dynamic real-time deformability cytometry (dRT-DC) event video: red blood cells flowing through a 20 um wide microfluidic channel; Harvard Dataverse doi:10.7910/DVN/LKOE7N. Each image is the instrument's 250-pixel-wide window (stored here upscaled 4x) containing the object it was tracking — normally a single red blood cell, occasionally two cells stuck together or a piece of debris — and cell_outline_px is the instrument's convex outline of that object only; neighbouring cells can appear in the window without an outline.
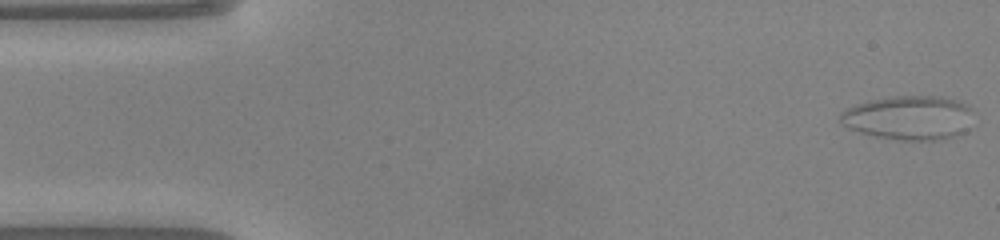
{"species": "common noctule bat (a hibernating species)", "species_latin": "Nyctalus noctula", "temperature_condition": "warm", "stored_images_in_passage": 52, "camera_frame_rate_fps": 3000, "um_per_image_px": 0.085, "animal": {"sex": "male", "body_mass_g": 20.0, "forearm_length_mm": 53.3}, "frame": {"image": 1, "passage_image": 1, "time_ms": 0.0, "image_size_px": [1000, 240], "cell_outline_px": [[968, 128], [964, 132], [940, 140], [900, 140], [876, 136], [860, 132], [848, 128], [840, 124], [840, 116], [848, 108], [860, 104], [900, 96], [932, 96], [952, 100], [968, 108]], "centroid_in_image_um": [77.2, 10.05], "position_along_channel_um": 7.8, "area_um2": 32.83}}
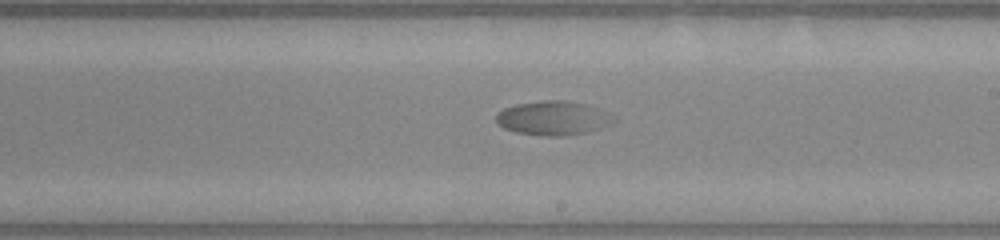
{"frame": {"image": 2, "passage_image": 29, "time_ms": 9.333, "image_size_px": [1000, 240], "cell_outline_px": [[600, 128], [588, 132], [568, 136], [548, 136], [516, 132], [504, 128], [496, 120], [496, 116], [504, 108], [520, 104], [544, 100], [556, 100], [580, 104]], "centroid_in_image_um": [46.52, 10.09], "position_along_channel_um": 242.5, "area_um2": 20.17}}
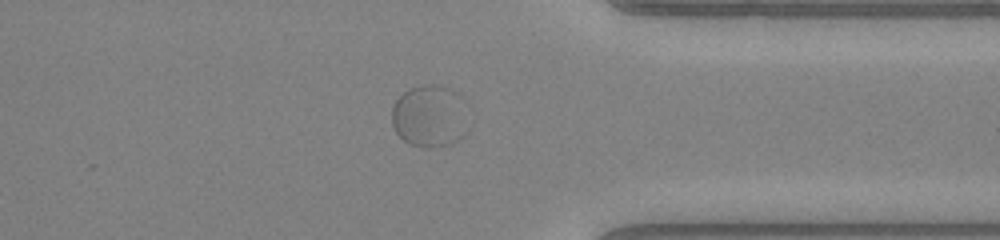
{"frame": {"image": 3, "passage_image": 40, "time_ms": 13.0, "image_size_px": [1000, 240], "cell_outline_px": [[464, 132], [456, 140], [448, 144], [428, 148], [424, 148], [408, 144], [396, 132], [392, 124], [392, 108], [396, 100], [404, 92], [412, 88], [428, 84], [444, 88]], "centroid_in_image_um": [36.21, 9.98], "position_along_channel_um": 375.2, "area_um2": 24.45}}